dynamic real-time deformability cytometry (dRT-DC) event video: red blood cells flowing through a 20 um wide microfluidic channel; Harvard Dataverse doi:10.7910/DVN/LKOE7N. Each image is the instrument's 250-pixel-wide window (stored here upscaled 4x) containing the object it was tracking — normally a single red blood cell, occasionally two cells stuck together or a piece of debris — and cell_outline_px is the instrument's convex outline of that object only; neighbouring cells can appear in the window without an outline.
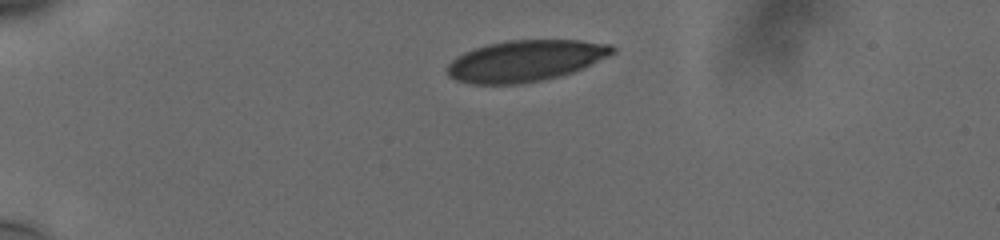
{"species": "human", "species_latin": "Homo sapiens", "temperature_condition": "cold", "stored_images_in_passage": 37, "camera_frame_rate_fps": 3000, "um_per_image_px": 0.085, "donor": {"sex": "male"}, "frame": {"image": 1, "passage_image": 1, "time_ms": 0.0, "image_size_px": [1000, 240], "cell_outline_px": [[616, 52], [584, 68], [560, 76], [544, 80], [520, 84], [472, 84], [456, 80], [448, 76], [448, 64], [456, 56], [464, 52], [488, 44], [508, 40], [580, 40], [612, 44], [616, 48]], "centroid_in_image_um": [44.69, 5.17], "position_along_channel_um": 40.3, "area_um2": 39.88}}
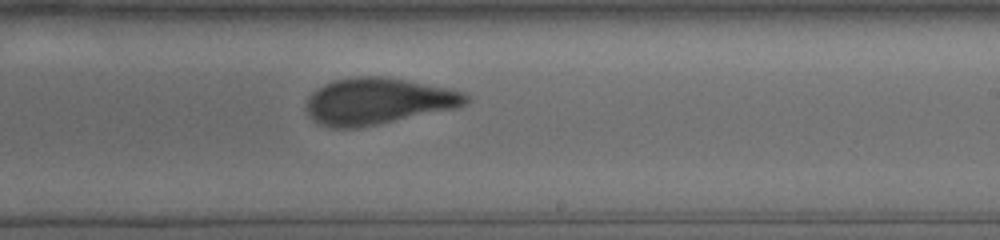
{"frame": {"image": 2, "passage_image": 23, "time_ms": 7.333, "image_size_px": [1000, 240], "cell_outline_px": [[468, 100], [464, 104], [456, 108], [356, 128], [332, 128], [320, 124], [308, 112], [308, 96], [316, 88], [332, 80], [356, 76], [384, 76], [448, 88], [464, 92], [468, 96]], "centroid_in_image_um": [32.11, 8.58], "position_along_channel_um": 256.9, "area_um2": 42.71}}
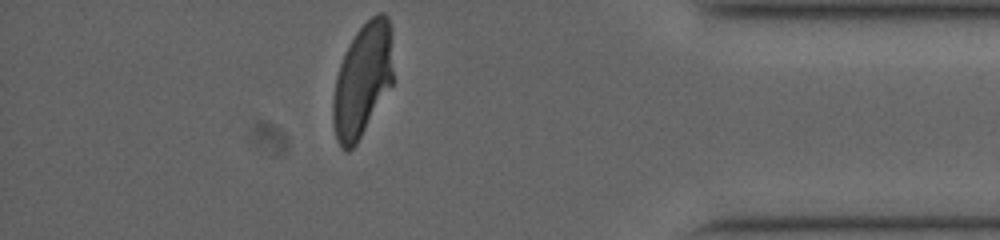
{"frame": {"image": 3, "passage_image": 37, "time_ms": 12.0, "image_size_px": [1000, 240], "cell_outline_px": [[392, 84], [356, 144], [348, 152], [344, 152], [340, 148], [336, 140], [332, 120], [332, 100], [336, 76], [340, 64], [356, 32], [376, 12], [384, 12], [388, 16], [392, 28]], "centroid_in_image_um": [30.8, 6.81], "position_along_channel_um": 404.4, "area_um2": 39.82}, "authors_computed_cell_mechanics": {"area_um2": 42.8876, "velocity_mm_per_s": 3.7555, "shape_relaxation_time_tau1_ms": 6.6268, "shape_relaxation_time_tau2_ms": 0.9404, "deformation_change_tau1": 0.2019, "deformation_change_tau2": 0.0532}}